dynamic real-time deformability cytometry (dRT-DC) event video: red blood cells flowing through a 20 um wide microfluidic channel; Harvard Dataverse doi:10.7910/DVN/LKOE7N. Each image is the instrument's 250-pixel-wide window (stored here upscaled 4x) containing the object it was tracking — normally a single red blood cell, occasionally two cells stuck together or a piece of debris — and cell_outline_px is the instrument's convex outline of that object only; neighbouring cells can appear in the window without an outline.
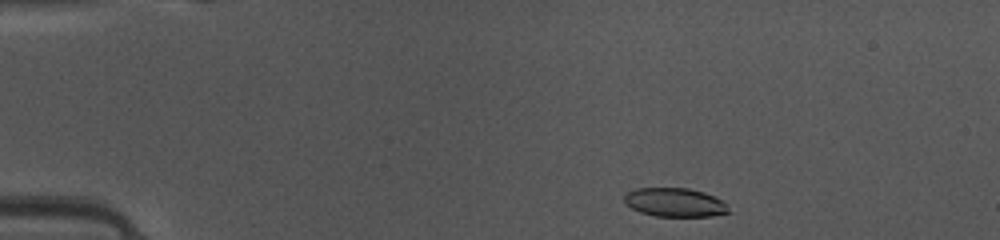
{"species": "common noctule bat (a hibernating species)", "species_latin": "Nyctalus noctula", "temperature_condition": "warm", "stored_images_in_passage": 41, "camera_frame_rate_fps": 3000, "um_per_image_px": 0.085, "animal": {"sex": "female", "body_mass_g": 10.0, "forearm_length_mm": 53.1}, "frame": {"image": 1, "passage_image": 1, "time_ms": 0.0, "image_size_px": [1000, 240], "cell_outline_px": [[732, 212], [712, 216], [656, 216], [640, 212], [624, 204], [624, 196], [628, 192], [636, 188], [688, 188], [704, 192], [724, 200], [728, 204]], "centroid_in_image_um": [57.41, 17.2], "position_along_channel_um": 27.6, "area_um2": 17.74}}
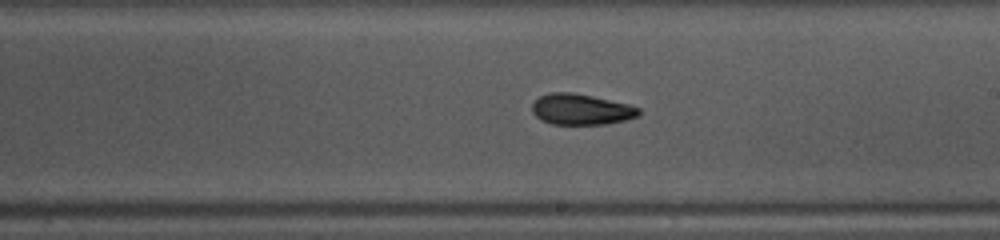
{"frame": {"image": 2, "passage_image": 21, "time_ms": 6.667, "image_size_px": [1000, 240], "cell_outline_px": [[640, 116], [608, 124], [552, 124], [540, 120], [532, 112], [532, 104], [540, 96], [548, 92], [572, 92], [592, 96], [628, 104], [640, 108]], "centroid_in_image_um": [49.39, 9.3], "position_along_channel_um": 239.6, "area_um2": 19.25}}
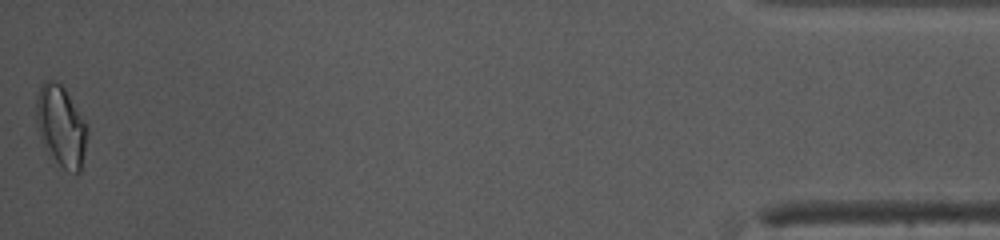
{"frame": {"image": 3, "passage_image": 41, "time_ms": 13.333, "image_size_px": [1000, 240], "cell_outline_px": [[88, 132], [80, 172], [76, 172], [64, 168], [44, 148], [36, 124], [36, 96], [44, 80], [52, 80], [60, 84], [64, 88], [88, 124]], "centroid_in_image_um": [5.18, 10.68], "position_along_channel_um": 430.0, "area_um2": 23.87}, "authors_computed_cell_mechanics": {"area_um2": 19.1896, "velocity_mm_per_s": 4.1273, "shape_relaxation_time_tau1_ms": 3.6445, "shape_relaxation_time_tau2_ms": 1.9856, "deformation_change_tau1": 0.1548, "deformation_change_tau2": 0.0842}}